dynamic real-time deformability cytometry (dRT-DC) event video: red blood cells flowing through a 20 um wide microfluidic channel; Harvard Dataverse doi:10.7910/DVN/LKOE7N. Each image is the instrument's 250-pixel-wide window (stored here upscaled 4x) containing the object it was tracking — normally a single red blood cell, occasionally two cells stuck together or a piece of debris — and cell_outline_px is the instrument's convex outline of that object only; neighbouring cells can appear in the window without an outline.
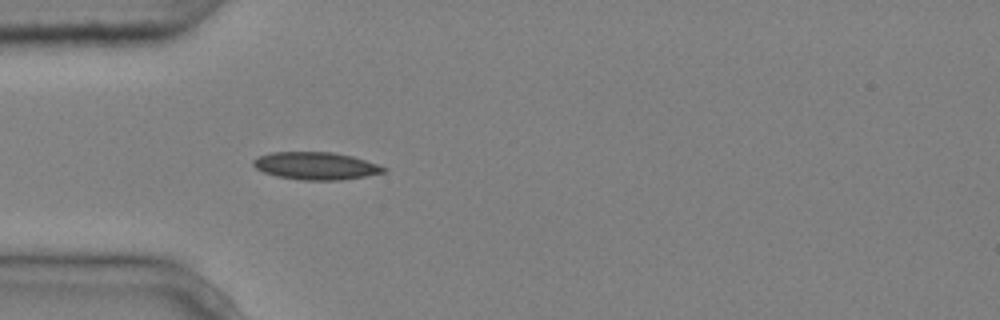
{"species": "common noctule bat (a hibernating species)", "species_latin": "Nyctalus noctula", "temperature_condition": "cold", "stored_images_in_passage": 5, "camera_frame_rate_fps": 3000, "um_per_image_px": 0.085, "animal": {"sex": "male", "body_mass_g": 20.4}, "frame": {"image": 1, "passage_image": 5, "time_ms": 1.333, "image_size_px": [1000, 320], "cell_outline_px": [[388, 172], [340, 180], [300, 180], [276, 176], [264, 172], [256, 168], [252, 164], [252, 160], [260, 156], [272, 152], [332, 152], [352, 156], [388, 168]], "centroid_in_image_um": [26.85, 14.1], "position_along_channel_um": 58.2, "area_um2": 20.87}}